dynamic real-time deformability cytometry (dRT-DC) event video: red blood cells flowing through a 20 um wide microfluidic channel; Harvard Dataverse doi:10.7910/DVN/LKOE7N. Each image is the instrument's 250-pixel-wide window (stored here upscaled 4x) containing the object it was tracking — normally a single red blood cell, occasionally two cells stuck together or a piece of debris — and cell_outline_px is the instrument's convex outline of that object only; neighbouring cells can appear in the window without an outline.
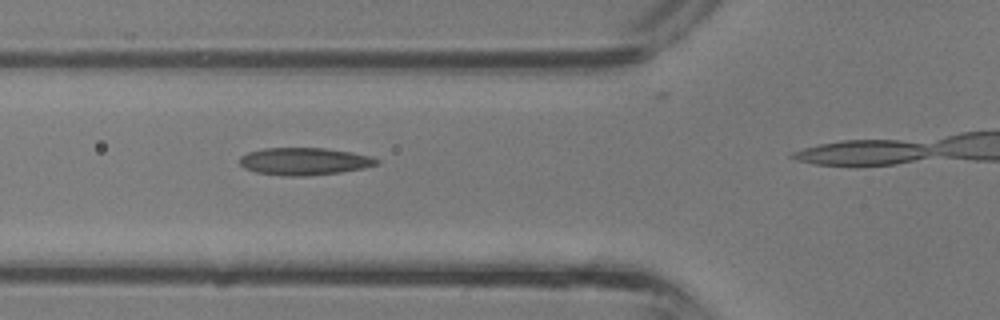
{"species": "common noctule bat (a hibernating species)", "species_latin": "Nyctalus noctula", "temperature_condition": "room temperature", "stored_images_in_passage": 9, "camera_frame_rate_fps": 3000, "um_per_image_px": 0.085, "animal": {"sex": "male", "body_mass_g": 13.3}, "frame": {"image": 1, "passage_image": 6, "time_ms": 1.667, "image_size_px": [1000, 320], "cell_outline_px": [[380, 164], [364, 168], [340, 172], [308, 176], [284, 176], [256, 172], [244, 168], [240, 164], [240, 156], [248, 152], [264, 148], [324, 148], [352, 152], [372, 156], [380, 160]], "centroid_in_image_um": [25.89, 13.71], "position_along_channel_um": 99.9, "area_um2": 22.02}}
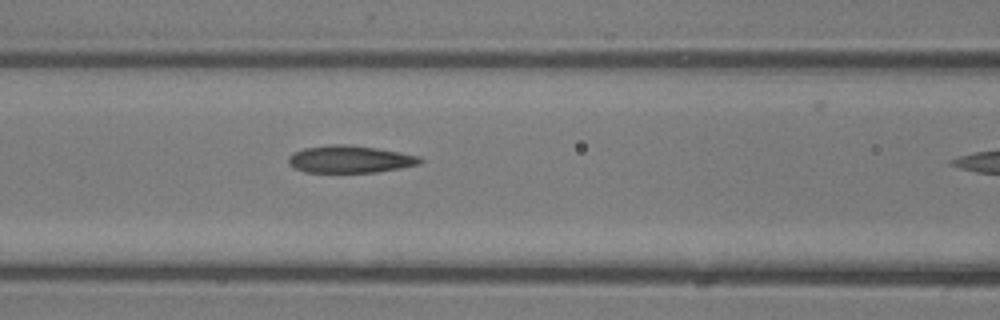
{"frame": {"image": 2, "passage_image": 8, "time_ms": 2.333, "image_size_px": [1000, 320], "cell_outline_px": [[424, 160], [420, 164], [400, 168], [376, 172], [304, 172], [288, 164], [288, 156], [304, 148], [332, 144], [348, 144], [376, 148], [400, 152], [420, 156]], "centroid_in_image_um": [29.77, 13.53], "position_along_channel_um": 136.8, "area_um2": 20.92}}